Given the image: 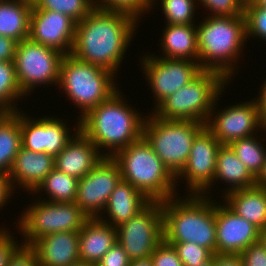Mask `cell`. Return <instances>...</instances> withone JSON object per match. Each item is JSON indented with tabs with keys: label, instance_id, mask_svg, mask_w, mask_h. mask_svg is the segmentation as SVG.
I'll return each instance as SVG.
<instances>
[{
	"label": "cell",
	"instance_id": "9a60e30c",
	"mask_svg": "<svg viewBox=\"0 0 266 266\" xmlns=\"http://www.w3.org/2000/svg\"><path fill=\"white\" fill-rule=\"evenodd\" d=\"M221 146L215 136L204 127L192 142L187 163L176 176V185L179 186L177 183L185 180L188 187L187 194L202 195L212 186L217 154Z\"/></svg>",
	"mask_w": 266,
	"mask_h": 266
},
{
	"label": "cell",
	"instance_id": "3957f363",
	"mask_svg": "<svg viewBox=\"0 0 266 266\" xmlns=\"http://www.w3.org/2000/svg\"><path fill=\"white\" fill-rule=\"evenodd\" d=\"M196 25L198 63L202 70L220 73L228 82L238 72L246 38L244 14L240 16H205ZM236 65V67H235ZM237 68V69H236ZM235 70L237 72H235Z\"/></svg>",
	"mask_w": 266,
	"mask_h": 266
},
{
	"label": "cell",
	"instance_id": "52a82bcc",
	"mask_svg": "<svg viewBox=\"0 0 266 266\" xmlns=\"http://www.w3.org/2000/svg\"><path fill=\"white\" fill-rule=\"evenodd\" d=\"M228 81L218 72L203 70L193 81L163 100L152 113L164 120L206 124L213 105Z\"/></svg>",
	"mask_w": 266,
	"mask_h": 266
},
{
	"label": "cell",
	"instance_id": "f1b7e54d",
	"mask_svg": "<svg viewBox=\"0 0 266 266\" xmlns=\"http://www.w3.org/2000/svg\"><path fill=\"white\" fill-rule=\"evenodd\" d=\"M79 179L69 176L54 168L32 192L37 195L42 191L49 197V202H75Z\"/></svg>",
	"mask_w": 266,
	"mask_h": 266
},
{
	"label": "cell",
	"instance_id": "7402d4cb",
	"mask_svg": "<svg viewBox=\"0 0 266 266\" xmlns=\"http://www.w3.org/2000/svg\"><path fill=\"white\" fill-rule=\"evenodd\" d=\"M150 202L151 200L129 182L121 180L103 210L106 217L102 214L99 219L117 228L137 215Z\"/></svg>",
	"mask_w": 266,
	"mask_h": 266
},
{
	"label": "cell",
	"instance_id": "d4e9b609",
	"mask_svg": "<svg viewBox=\"0 0 266 266\" xmlns=\"http://www.w3.org/2000/svg\"><path fill=\"white\" fill-rule=\"evenodd\" d=\"M229 185L223 191V196L231 191L240 190L255 185V176L246 168L241 160L235 155L228 145H222L217 154L216 171L212 186H210L202 195H210L211 188L216 182L220 181ZM224 181V182H223ZM215 182V183H214ZM227 189V190H226ZM208 192V193H207ZM206 194V195H205Z\"/></svg>",
	"mask_w": 266,
	"mask_h": 266
},
{
	"label": "cell",
	"instance_id": "c3c4849f",
	"mask_svg": "<svg viewBox=\"0 0 266 266\" xmlns=\"http://www.w3.org/2000/svg\"><path fill=\"white\" fill-rule=\"evenodd\" d=\"M129 266H153L151 256L130 261Z\"/></svg>",
	"mask_w": 266,
	"mask_h": 266
},
{
	"label": "cell",
	"instance_id": "9c48e42d",
	"mask_svg": "<svg viewBox=\"0 0 266 266\" xmlns=\"http://www.w3.org/2000/svg\"><path fill=\"white\" fill-rule=\"evenodd\" d=\"M36 199L24 207L18 223H14L24 238L20 240L23 245L31 246L36 240L56 232H79L88 219L75 202Z\"/></svg>",
	"mask_w": 266,
	"mask_h": 266
},
{
	"label": "cell",
	"instance_id": "836d02e7",
	"mask_svg": "<svg viewBox=\"0 0 266 266\" xmlns=\"http://www.w3.org/2000/svg\"><path fill=\"white\" fill-rule=\"evenodd\" d=\"M246 38H261L266 41V8L257 6L252 0L244 3Z\"/></svg>",
	"mask_w": 266,
	"mask_h": 266
},
{
	"label": "cell",
	"instance_id": "4dcf8cb0",
	"mask_svg": "<svg viewBox=\"0 0 266 266\" xmlns=\"http://www.w3.org/2000/svg\"><path fill=\"white\" fill-rule=\"evenodd\" d=\"M257 136L256 134L251 137L241 138L228 145L255 177L262 170L266 159V148H264L266 145Z\"/></svg>",
	"mask_w": 266,
	"mask_h": 266
},
{
	"label": "cell",
	"instance_id": "d590c367",
	"mask_svg": "<svg viewBox=\"0 0 266 266\" xmlns=\"http://www.w3.org/2000/svg\"><path fill=\"white\" fill-rule=\"evenodd\" d=\"M174 247L182 261L183 266H199L209 261L213 253L205 248L192 242L168 243Z\"/></svg>",
	"mask_w": 266,
	"mask_h": 266
},
{
	"label": "cell",
	"instance_id": "74e56055",
	"mask_svg": "<svg viewBox=\"0 0 266 266\" xmlns=\"http://www.w3.org/2000/svg\"><path fill=\"white\" fill-rule=\"evenodd\" d=\"M153 266H183L177 251L165 241L151 255Z\"/></svg>",
	"mask_w": 266,
	"mask_h": 266
},
{
	"label": "cell",
	"instance_id": "7dc6e473",
	"mask_svg": "<svg viewBox=\"0 0 266 266\" xmlns=\"http://www.w3.org/2000/svg\"><path fill=\"white\" fill-rule=\"evenodd\" d=\"M255 185L266 189V159L262 170L255 177Z\"/></svg>",
	"mask_w": 266,
	"mask_h": 266
},
{
	"label": "cell",
	"instance_id": "e575fe53",
	"mask_svg": "<svg viewBox=\"0 0 266 266\" xmlns=\"http://www.w3.org/2000/svg\"><path fill=\"white\" fill-rule=\"evenodd\" d=\"M95 7L105 11L123 12L139 23L140 17L150 12V4L146 0H95Z\"/></svg>",
	"mask_w": 266,
	"mask_h": 266
},
{
	"label": "cell",
	"instance_id": "7bdbcfd3",
	"mask_svg": "<svg viewBox=\"0 0 266 266\" xmlns=\"http://www.w3.org/2000/svg\"><path fill=\"white\" fill-rule=\"evenodd\" d=\"M17 44L14 39L0 35V62L14 61Z\"/></svg>",
	"mask_w": 266,
	"mask_h": 266
},
{
	"label": "cell",
	"instance_id": "484cf974",
	"mask_svg": "<svg viewBox=\"0 0 266 266\" xmlns=\"http://www.w3.org/2000/svg\"><path fill=\"white\" fill-rule=\"evenodd\" d=\"M223 198L224 203L237 215L261 231L266 228V189L254 185L231 191Z\"/></svg>",
	"mask_w": 266,
	"mask_h": 266
},
{
	"label": "cell",
	"instance_id": "f546056e",
	"mask_svg": "<svg viewBox=\"0 0 266 266\" xmlns=\"http://www.w3.org/2000/svg\"><path fill=\"white\" fill-rule=\"evenodd\" d=\"M14 65V61L0 62V113H14L18 111V99H24Z\"/></svg>",
	"mask_w": 266,
	"mask_h": 266
},
{
	"label": "cell",
	"instance_id": "bcb514c9",
	"mask_svg": "<svg viewBox=\"0 0 266 266\" xmlns=\"http://www.w3.org/2000/svg\"><path fill=\"white\" fill-rule=\"evenodd\" d=\"M260 91L261 92H258L259 96H257L256 101L259 105L260 118L262 120L263 125H265L266 124V79L264 83L261 85Z\"/></svg>",
	"mask_w": 266,
	"mask_h": 266
},
{
	"label": "cell",
	"instance_id": "e0dca14e",
	"mask_svg": "<svg viewBox=\"0 0 266 266\" xmlns=\"http://www.w3.org/2000/svg\"><path fill=\"white\" fill-rule=\"evenodd\" d=\"M215 200L216 253L241 254L260 241L261 230Z\"/></svg>",
	"mask_w": 266,
	"mask_h": 266
},
{
	"label": "cell",
	"instance_id": "f35d334b",
	"mask_svg": "<svg viewBox=\"0 0 266 266\" xmlns=\"http://www.w3.org/2000/svg\"><path fill=\"white\" fill-rule=\"evenodd\" d=\"M14 237L8 228H0V266H7L12 255L22 245Z\"/></svg>",
	"mask_w": 266,
	"mask_h": 266
},
{
	"label": "cell",
	"instance_id": "ffe728a7",
	"mask_svg": "<svg viewBox=\"0 0 266 266\" xmlns=\"http://www.w3.org/2000/svg\"><path fill=\"white\" fill-rule=\"evenodd\" d=\"M54 168L53 156L45 152L38 153L20 147L8 173L12 188L15 191L19 185L18 189L21 187L22 190H26L25 192L32 193Z\"/></svg>",
	"mask_w": 266,
	"mask_h": 266
},
{
	"label": "cell",
	"instance_id": "603a6c76",
	"mask_svg": "<svg viewBox=\"0 0 266 266\" xmlns=\"http://www.w3.org/2000/svg\"><path fill=\"white\" fill-rule=\"evenodd\" d=\"M116 243L115 227L99 218H88L79 231L80 261L96 265Z\"/></svg>",
	"mask_w": 266,
	"mask_h": 266
},
{
	"label": "cell",
	"instance_id": "7c38bea8",
	"mask_svg": "<svg viewBox=\"0 0 266 266\" xmlns=\"http://www.w3.org/2000/svg\"><path fill=\"white\" fill-rule=\"evenodd\" d=\"M140 57L145 80L155 98L154 110L169 95L193 81L203 70L197 61L188 59H166L155 53ZM142 59V60H141Z\"/></svg>",
	"mask_w": 266,
	"mask_h": 266
},
{
	"label": "cell",
	"instance_id": "1f68e13d",
	"mask_svg": "<svg viewBox=\"0 0 266 266\" xmlns=\"http://www.w3.org/2000/svg\"><path fill=\"white\" fill-rule=\"evenodd\" d=\"M197 0H160L162 13L165 15V24H196L195 23V11L199 2ZM157 2L154 0L150 4V10H153V6ZM159 2V0H158ZM197 3V5H196ZM153 4V5H152Z\"/></svg>",
	"mask_w": 266,
	"mask_h": 266
},
{
	"label": "cell",
	"instance_id": "30bf717a",
	"mask_svg": "<svg viewBox=\"0 0 266 266\" xmlns=\"http://www.w3.org/2000/svg\"><path fill=\"white\" fill-rule=\"evenodd\" d=\"M64 54L30 38L17 44L14 65L22 93L29 96L36 86H58Z\"/></svg>",
	"mask_w": 266,
	"mask_h": 266
},
{
	"label": "cell",
	"instance_id": "83f0119b",
	"mask_svg": "<svg viewBox=\"0 0 266 266\" xmlns=\"http://www.w3.org/2000/svg\"><path fill=\"white\" fill-rule=\"evenodd\" d=\"M20 109L0 113V171L9 173L21 147Z\"/></svg>",
	"mask_w": 266,
	"mask_h": 266
},
{
	"label": "cell",
	"instance_id": "db71d44e",
	"mask_svg": "<svg viewBox=\"0 0 266 266\" xmlns=\"http://www.w3.org/2000/svg\"><path fill=\"white\" fill-rule=\"evenodd\" d=\"M15 1H22V2H26L28 4H31L32 6L35 4L36 0H15Z\"/></svg>",
	"mask_w": 266,
	"mask_h": 266
},
{
	"label": "cell",
	"instance_id": "8fae6325",
	"mask_svg": "<svg viewBox=\"0 0 266 266\" xmlns=\"http://www.w3.org/2000/svg\"><path fill=\"white\" fill-rule=\"evenodd\" d=\"M116 231L117 242L131 261L151 256L164 241L162 202L151 201Z\"/></svg>",
	"mask_w": 266,
	"mask_h": 266
},
{
	"label": "cell",
	"instance_id": "d6a6232c",
	"mask_svg": "<svg viewBox=\"0 0 266 266\" xmlns=\"http://www.w3.org/2000/svg\"><path fill=\"white\" fill-rule=\"evenodd\" d=\"M34 6L65 14L77 23L95 8V0H36Z\"/></svg>",
	"mask_w": 266,
	"mask_h": 266
},
{
	"label": "cell",
	"instance_id": "277c9868",
	"mask_svg": "<svg viewBox=\"0 0 266 266\" xmlns=\"http://www.w3.org/2000/svg\"><path fill=\"white\" fill-rule=\"evenodd\" d=\"M162 201L166 243L192 242L216 253L215 201L210 196L188 194Z\"/></svg>",
	"mask_w": 266,
	"mask_h": 266
},
{
	"label": "cell",
	"instance_id": "816d5d0a",
	"mask_svg": "<svg viewBox=\"0 0 266 266\" xmlns=\"http://www.w3.org/2000/svg\"><path fill=\"white\" fill-rule=\"evenodd\" d=\"M199 266H213V256L209 261H206V262L200 264Z\"/></svg>",
	"mask_w": 266,
	"mask_h": 266
},
{
	"label": "cell",
	"instance_id": "8992f818",
	"mask_svg": "<svg viewBox=\"0 0 266 266\" xmlns=\"http://www.w3.org/2000/svg\"><path fill=\"white\" fill-rule=\"evenodd\" d=\"M114 73L102 67L79 60L72 54L64 56L59 76V89L67 100L80 108V120L101 102L108 100L119 89Z\"/></svg>",
	"mask_w": 266,
	"mask_h": 266
},
{
	"label": "cell",
	"instance_id": "ba28073f",
	"mask_svg": "<svg viewBox=\"0 0 266 266\" xmlns=\"http://www.w3.org/2000/svg\"><path fill=\"white\" fill-rule=\"evenodd\" d=\"M146 115L142 136L176 177L187 163L192 142L205 124L195 121L164 120L152 112Z\"/></svg>",
	"mask_w": 266,
	"mask_h": 266
},
{
	"label": "cell",
	"instance_id": "8d00e7d4",
	"mask_svg": "<svg viewBox=\"0 0 266 266\" xmlns=\"http://www.w3.org/2000/svg\"><path fill=\"white\" fill-rule=\"evenodd\" d=\"M198 5L209 13V16H240L243 15L245 0H197Z\"/></svg>",
	"mask_w": 266,
	"mask_h": 266
},
{
	"label": "cell",
	"instance_id": "44dd1931",
	"mask_svg": "<svg viewBox=\"0 0 266 266\" xmlns=\"http://www.w3.org/2000/svg\"><path fill=\"white\" fill-rule=\"evenodd\" d=\"M31 247L39 266H71L80 262L79 232H56L36 240Z\"/></svg>",
	"mask_w": 266,
	"mask_h": 266
},
{
	"label": "cell",
	"instance_id": "60d3db41",
	"mask_svg": "<svg viewBox=\"0 0 266 266\" xmlns=\"http://www.w3.org/2000/svg\"><path fill=\"white\" fill-rule=\"evenodd\" d=\"M130 259L123 247L117 242L100 259L96 266H129Z\"/></svg>",
	"mask_w": 266,
	"mask_h": 266
},
{
	"label": "cell",
	"instance_id": "b9f144b4",
	"mask_svg": "<svg viewBox=\"0 0 266 266\" xmlns=\"http://www.w3.org/2000/svg\"><path fill=\"white\" fill-rule=\"evenodd\" d=\"M7 266H39L35 250L22 244L12 255Z\"/></svg>",
	"mask_w": 266,
	"mask_h": 266
},
{
	"label": "cell",
	"instance_id": "ee69618b",
	"mask_svg": "<svg viewBox=\"0 0 266 266\" xmlns=\"http://www.w3.org/2000/svg\"><path fill=\"white\" fill-rule=\"evenodd\" d=\"M213 266H244L240 254L215 253Z\"/></svg>",
	"mask_w": 266,
	"mask_h": 266
},
{
	"label": "cell",
	"instance_id": "f907efd6",
	"mask_svg": "<svg viewBox=\"0 0 266 266\" xmlns=\"http://www.w3.org/2000/svg\"><path fill=\"white\" fill-rule=\"evenodd\" d=\"M260 240L266 246V228L261 231Z\"/></svg>",
	"mask_w": 266,
	"mask_h": 266
},
{
	"label": "cell",
	"instance_id": "f5cc1de1",
	"mask_svg": "<svg viewBox=\"0 0 266 266\" xmlns=\"http://www.w3.org/2000/svg\"><path fill=\"white\" fill-rule=\"evenodd\" d=\"M71 266H96V265H92V264H87L85 262H78V263H75V264H72Z\"/></svg>",
	"mask_w": 266,
	"mask_h": 266
},
{
	"label": "cell",
	"instance_id": "11a10c76",
	"mask_svg": "<svg viewBox=\"0 0 266 266\" xmlns=\"http://www.w3.org/2000/svg\"><path fill=\"white\" fill-rule=\"evenodd\" d=\"M149 4H151L154 0H146Z\"/></svg>",
	"mask_w": 266,
	"mask_h": 266
},
{
	"label": "cell",
	"instance_id": "4316f807",
	"mask_svg": "<svg viewBox=\"0 0 266 266\" xmlns=\"http://www.w3.org/2000/svg\"><path fill=\"white\" fill-rule=\"evenodd\" d=\"M32 5L22 1L0 2V35L17 41L29 38Z\"/></svg>",
	"mask_w": 266,
	"mask_h": 266
},
{
	"label": "cell",
	"instance_id": "5b68a950",
	"mask_svg": "<svg viewBox=\"0 0 266 266\" xmlns=\"http://www.w3.org/2000/svg\"><path fill=\"white\" fill-rule=\"evenodd\" d=\"M113 159L119 165L122 180L129 182L149 200L162 202L178 196L176 177L143 136L117 152Z\"/></svg>",
	"mask_w": 266,
	"mask_h": 266
},
{
	"label": "cell",
	"instance_id": "ab89813d",
	"mask_svg": "<svg viewBox=\"0 0 266 266\" xmlns=\"http://www.w3.org/2000/svg\"><path fill=\"white\" fill-rule=\"evenodd\" d=\"M240 256L244 266H266V246L261 240L251 244Z\"/></svg>",
	"mask_w": 266,
	"mask_h": 266
},
{
	"label": "cell",
	"instance_id": "4fadbf2b",
	"mask_svg": "<svg viewBox=\"0 0 266 266\" xmlns=\"http://www.w3.org/2000/svg\"><path fill=\"white\" fill-rule=\"evenodd\" d=\"M221 95H223L222 92L217 97L208 121L205 124V127L215 136L221 145H229L235 140L251 137L256 135L255 133L258 134L259 131H264L256 98H253L254 100L252 99L251 101H242L239 104L236 103V105L224 107L218 113L216 112L218 110L217 101L220 100Z\"/></svg>",
	"mask_w": 266,
	"mask_h": 266
},
{
	"label": "cell",
	"instance_id": "ac0fdd59",
	"mask_svg": "<svg viewBox=\"0 0 266 266\" xmlns=\"http://www.w3.org/2000/svg\"><path fill=\"white\" fill-rule=\"evenodd\" d=\"M76 22L69 16L32 6L29 38L44 46L71 54L75 40Z\"/></svg>",
	"mask_w": 266,
	"mask_h": 266
},
{
	"label": "cell",
	"instance_id": "d6986e66",
	"mask_svg": "<svg viewBox=\"0 0 266 266\" xmlns=\"http://www.w3.org/2000/svg\"><path fill=\"white\" fill-rule=\"evenodd\" d=\"M74 138L54 157L55 168L69 176L81 179L86 176L103 158L96 145L79 129L76 120Z\"/></svg>",
	"mask_w": 266,
	"mask_h": 266
},
{
	"label": "cell",
	"instance_id": "681fc988",
	"mask_svg": "<svg viewBox=\"0 0 266 266\" xmlns=\"http://www.w3.org/2000/svg\"><path fill=\"white\" fill-rule=\"evenodd\" d=\"M257 6L266 8V0H252Z\"/></svg>",
	"mask_w": 266,
	"mask_h": 266
},
{
	"label": "cell",
	"instance_id": "2e32d148",
	"mask_svg": "<svg viewBox=\"0 0 266 266\" xmlns=\"http://www.w3.org/2000/svg\"><path fill=\"white\" fill-rule=\"evenodd\" d=\"M27 113L20 111L21 147L47 153L53 157L58 155L68 141L74 137L67 122L56 117H39L33 119ZM72 136H71V135Z\"/></svg>",
	"mask_w": 266,
	"mask_h": 266
},
{
	"label": "cell",
	"instance_id": "6da1fadb",
	"mask_svg": "<svg viewBox=\"0 0 266 266\" xmlns=\"http://www.w3.org/2000/svg\"><path fill=\"white\" fill-rule=\"evenodd\" d=\"M137 23L139 26L135 18L123 12L95 7L82 21L76 23L71 54L116 75L132 37L136 35Z\"/></svg>",
	"mask_w": 266,
	"mask_h": 266
},
{
	"label": "cell",
	"instance_id": "cb8c5ba5",
	"mask_svg": "<svg viewBox=\"0 0 266 266\" xmlns=\"http://www.w3.org/2000/svg\"><path fill=\"white\" fill-rule=\"evenodd\" d=\"M159 40L161 55L166 59H188L198 62V41L196 24H165ZM163 51V54H162Z\"/></svg>",
	"mask_w": 266,
	"mask_h": 266
},
{
	"label": "cell",
	"instance_id": "5bb4252c",
	"mask_svg": "<svg viewBox=\"0 0 266 266\" xmlns=\"http://www.w3.org/2000/svg\"><path fill=\"white\" fill-rule=\"evenodd\" d=\"M121 180L118 163L113 157H104L86 176L79 179L75 203L88 218H99Z\"/></svg>",
	"mask_w": 266,
	"mask_h": 266
},
{
	"label": "cell",
	"instance_id": "7a4b0ae2",
	"mask_svg": "<svg viewBox=\"0 0 266 266\" xmlns=\"http://www.w3.org/2000/svg\"><path fill=\"white\" fill-rule=\"evenodd\" d=\"M123 98L118 90L79 120V129L104 157H113L143 135L145 116Z\"/></svg>",
	"mask_w": 266,
	"mask_h": 266
},
{
	"label": "cell",
	"instance_id": "f6af8a7d",
	"mask_svg": "<svg viewBox=\"0 0 266 266\" xmlns=\"http://www.w3.org/2000/svg\"><path fill=\"white\" fill-rule=\"evenodd\" d=\"M14 194L9 174L0 171V209L11 199Z\"/></svg>",
	"mask_w": 266,
	"mask_h": 266
}]
</instances>
